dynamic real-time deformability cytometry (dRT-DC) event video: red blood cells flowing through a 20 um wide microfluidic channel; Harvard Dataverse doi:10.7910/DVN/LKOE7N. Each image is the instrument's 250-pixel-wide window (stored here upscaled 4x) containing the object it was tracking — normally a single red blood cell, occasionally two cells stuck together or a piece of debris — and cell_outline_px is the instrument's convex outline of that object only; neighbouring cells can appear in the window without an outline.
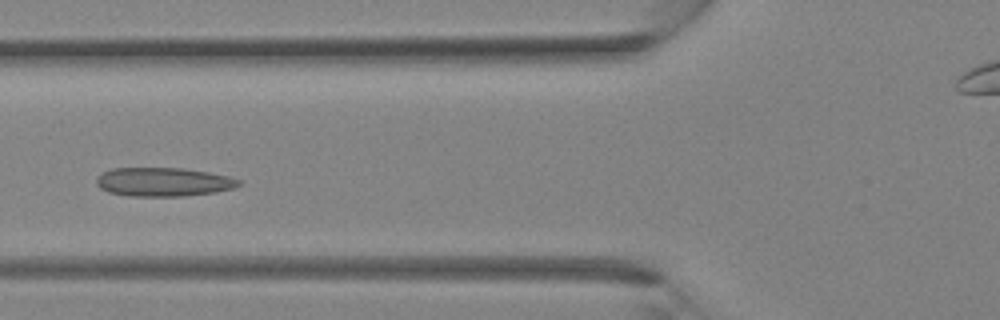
{"species": "Egyptian fruit bat (a non-hibernating species)", "species_latin": "Rousettus aegyptiacus", "temperature_condition": "room temperature", "stored_images_in_passage": 34, "camera_frame_rate_fps": 3000, "um_per_image_px": 0.085, "animal": {"sex": "female"}, "frame": {"image": 1, "passage_image": 11, "time_ms": 3.333, "image_size_px": [1000, 320], "cell_outline_px": [[240, 184], [232, 188], [216, 192], [184, 196], [128, 196], [108, 192], [100, 188], [96, 184], [96, 176], [100, 172], [112, 168], [184, 168], [208, 172], [228, 176], [240, 180]], "centroid_in_image_um": [13.83, 15.46], "position_along_channel_um": 112.0, "area_um2": 24.04}}
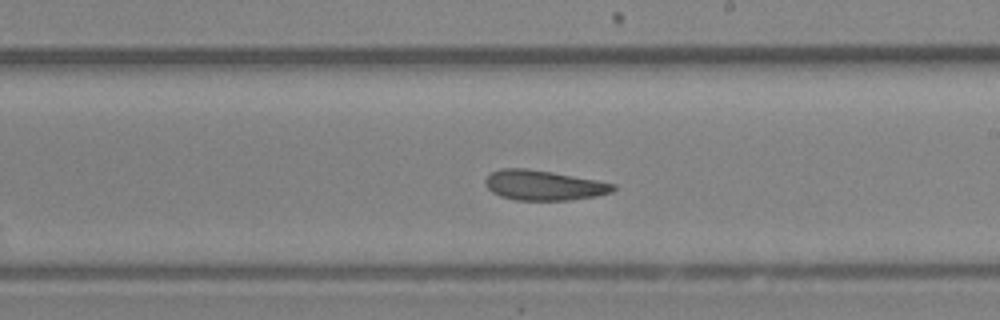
{"frame": {"image": 2, "passage_image": 18, "time_ms": 5.667, "image_size_px": [1000, 320], "cell_outline_px": [[616, 188], [612, 192], [596, 196], [568, 200], [516, 200], [500, 196], [492, 192], [484, 184], [484, 180], [492, 172], [500, 168], [528, 168], [552, 172], [596, 180], [616, 184]], "centroid_in_image_um": [46.19, 15.74], "position_along_channel_um": 242.8, "area_um2": 22.37}}
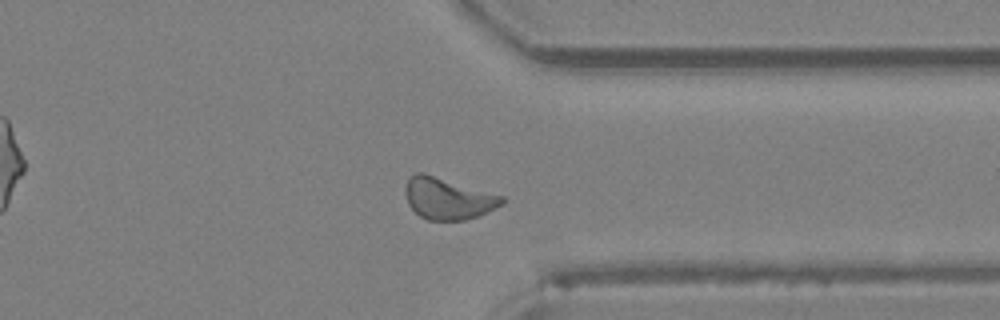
{"frame": {"image": 3, "passage_image": 25, "time_ms": 8.0, "image_size_px": [1000, 320], "cell_outline_px": [[504, 204], [476, 216], [464, 220], [428, 220], [420, 216], [408, 204], [404, 192], [404, 188], [408, 176], [416, 172], [424, 172], [504, 196]], "centroid_in_image_um": [38.03, 16.84], "position_along_channel_um": 373.4, "area_um2": 23.52}}